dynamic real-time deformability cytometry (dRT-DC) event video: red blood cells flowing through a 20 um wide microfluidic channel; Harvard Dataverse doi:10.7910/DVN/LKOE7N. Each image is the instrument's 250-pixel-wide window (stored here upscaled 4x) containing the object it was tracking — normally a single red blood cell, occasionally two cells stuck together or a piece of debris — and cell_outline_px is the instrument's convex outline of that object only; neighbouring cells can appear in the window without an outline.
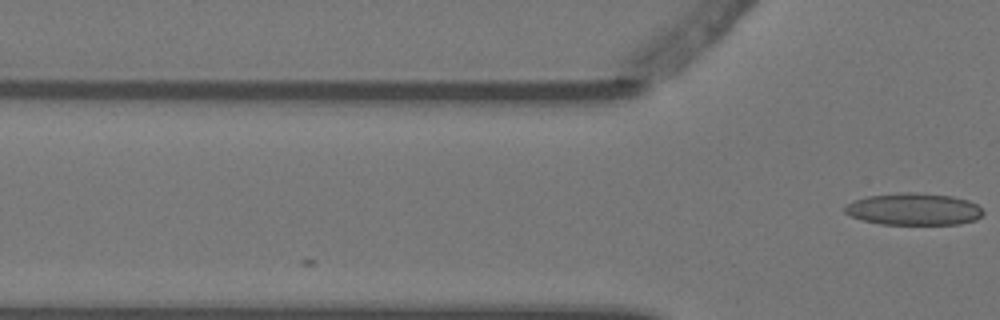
{"species": "Egyptian fruit bat (a non-hibernating species)", "species_latin": "Rousettus aegyptiacus", "temperature_condition": "warm", "stored_images_in_passage": 3, "camera_frame_rate_fps": 3000, "um_per_image_px": 0.085, "animal": {"sex": "female"}, "frame": {"image": 1, "passage_image": 3, "time_ms": 0.667, "image_size_px": [1000, 320], "cell_outline_px": [[984, 212], [976, 220], [960, 224], [880, 224], [860, 220], [844, 212], [844, 204], [852, 200], [868, 196], [900, 192], [916, 192], [952, 196], [968, 200], [976, 204]], "centroid_in_image_um": [77.62, 17.77], "position_along_channel_um": 48.2, "area_um2": 26.01}}